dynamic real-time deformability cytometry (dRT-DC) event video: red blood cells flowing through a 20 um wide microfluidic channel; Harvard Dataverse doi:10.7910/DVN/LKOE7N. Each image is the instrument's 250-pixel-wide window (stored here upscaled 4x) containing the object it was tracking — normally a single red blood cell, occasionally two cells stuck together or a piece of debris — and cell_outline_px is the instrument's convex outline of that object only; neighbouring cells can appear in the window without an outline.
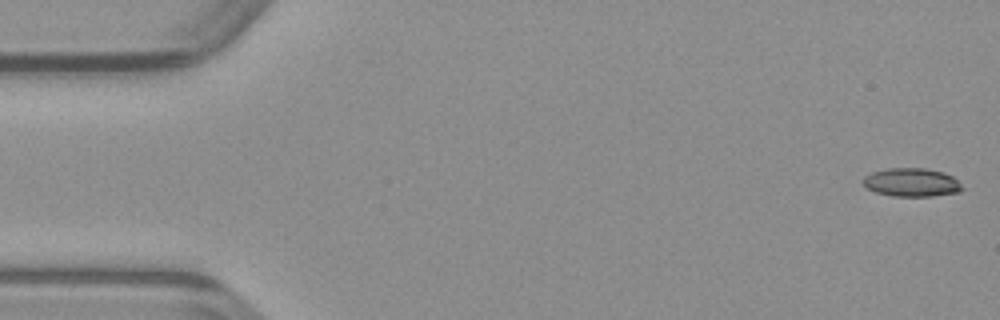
{"species": "common noctule bat (a hibernating species)", "species_latin": "Nyctalus noctula", "temperature_condition": "warm", "stored_images_in_passage": 8, "camera_frame_rate_fps": 3000, "um_per_image_px": 0.085, "animal": {"sex": "male", "body_mass_g": 23.1, "forearm_length_mm": 52.7}, "frame": {"image": 1, "passage_image": 1, "time_ms": 0.0, "image_size_px": [1000, 320], "cell_outline_px": [[964, 188], [960, 192], [932, 196], [892, 196], [876, 192], [868, 188], [860, 180], [864, 176], [872, 172], [888, 168], [924, 168], [944, 172], [952, 176]], "centroid_in_image_um": [77.48, 15.5], "position_along_channel_um": 7.5, "area_um2": 16.47}}